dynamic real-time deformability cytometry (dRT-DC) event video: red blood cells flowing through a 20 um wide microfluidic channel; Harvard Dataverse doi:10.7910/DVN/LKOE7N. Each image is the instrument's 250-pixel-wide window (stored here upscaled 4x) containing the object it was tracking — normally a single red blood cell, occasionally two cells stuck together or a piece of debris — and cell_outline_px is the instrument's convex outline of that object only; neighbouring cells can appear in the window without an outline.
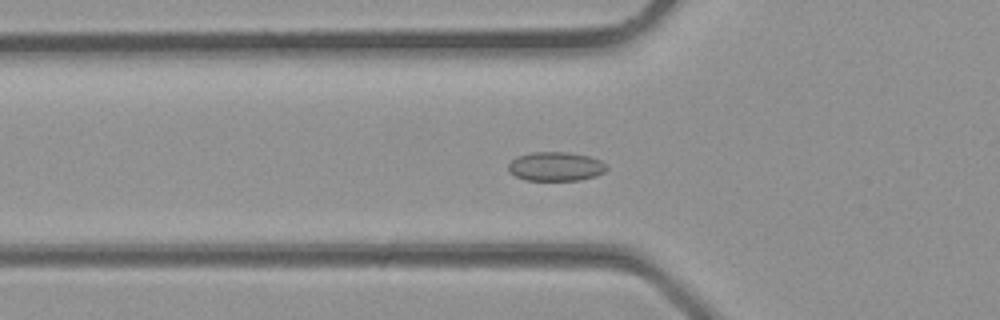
{"species": "common noctule bat (a hibernating species)", "species_latin": "Nyctalus noctula", "temperature_condition": "room temperature", "stored_images_in_passage": 22, "camera_frame_rate_fps": 3000, "um_per_image_px": 0.085, "animal": {"sex": "male", "body_mass_g": 23.1, "forearm_length_mm": 52.7}, "frame": {"image": 1, "passage_image": 2, "time_ms": 0.333, "image_size_px": [1000, 320], "cell_outline_px": [[608, 168], [604, 172], [596, 176], [580, 180], [528, 180], [516, 176], [508, 172], [508, 164], [516, 156], [532, 152], [568, 152], [592, 156], [608, 164]], "centroid_in_image_um": [47.27, 14.14], "position_along_channel_um": 78.5, "area_um2": 16.88}}
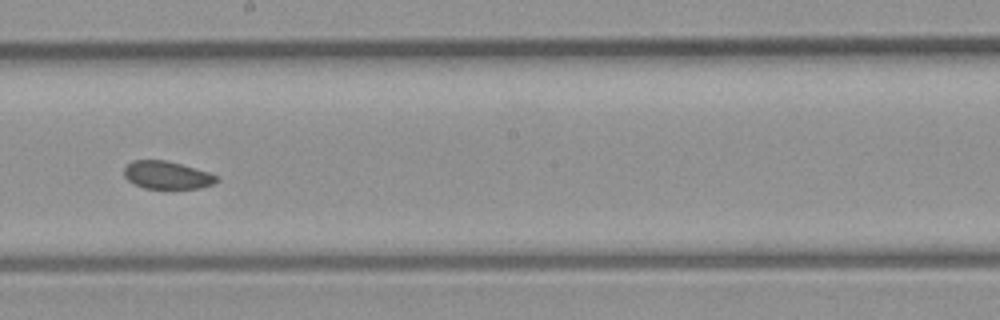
{"frame": {"image": 2, "passage_image": 10, "time_ms": 3.0, "image_size_px": [1000, 320], "cell_outline_px": [[220, 180], [212, 184], [200, 188], [144, 188], [128, 180], [124, 176], [124, 168], [132, 160], [164, 160], [180, 164], [208, 172], [216, 176]], "centroid_in_image_um": [14.18, 14.88], "position_along_channel_um": 234.0, "area_um2": 14.74}}
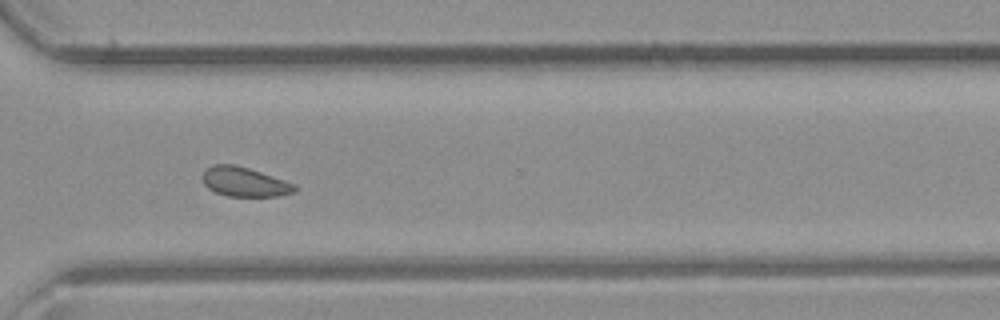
{"frame": {"image": 3, "passage_image": 16, "time_ms": 5.0, "image_size_px": [1000, 320], "cell_outline_px": [[296, 192], [276, 196], [228, 196], [216, 192], [208, 188], [204, 184], [200, 176], [212, 164], [236, 164], [296, 184]], "centroid_in_image_um": [20.76, 15.45], "position_along_channel_um": 349.8, "area_um2": 15.78}}